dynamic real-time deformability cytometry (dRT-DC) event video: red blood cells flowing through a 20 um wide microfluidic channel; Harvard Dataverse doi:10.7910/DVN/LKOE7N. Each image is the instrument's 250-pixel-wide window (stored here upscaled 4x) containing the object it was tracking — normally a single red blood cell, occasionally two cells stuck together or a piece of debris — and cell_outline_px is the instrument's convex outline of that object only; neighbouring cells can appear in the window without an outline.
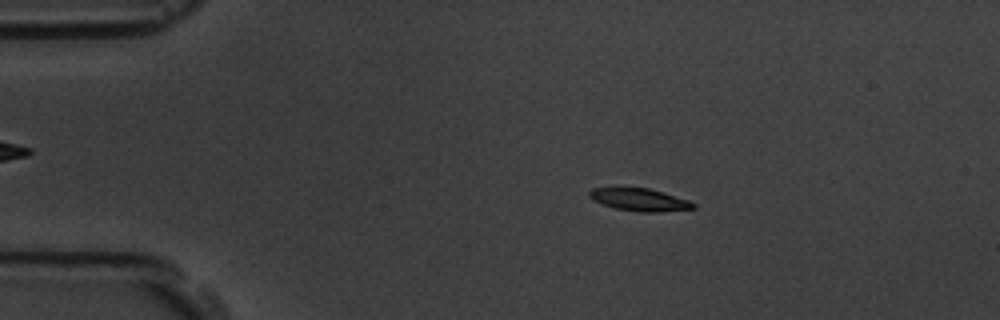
{"species": "common noctule bat (a hibernating species)", "species_latin": "Nyctalus noctula", "temperature_condition": "room temperature", "stored_images_in_passage": 57, "camera_frame_rate_fps": 3000, "um_per_image_px": 0.085, "animal": {"sex": "male", "body_mass_g": 19.5, "forearm_length_mm": 54.6}, "frame": {"image": 1, "passage_image": 11, "time_ms": 3.333, "image_size_px": [1000, 320], "cell_outline_px": [[696, 208], [660, 212], [636, 212], [616, 208], [592, 200], [588, 196], [588, 192], [592, 188], [616, 184], [648, 188], [664, 192], [688, 200], [696, 204]], "centroid_in_image_um": [54.28, 16.92], "position_along_channel_um": 30.7, "area_um2": 14.45}}
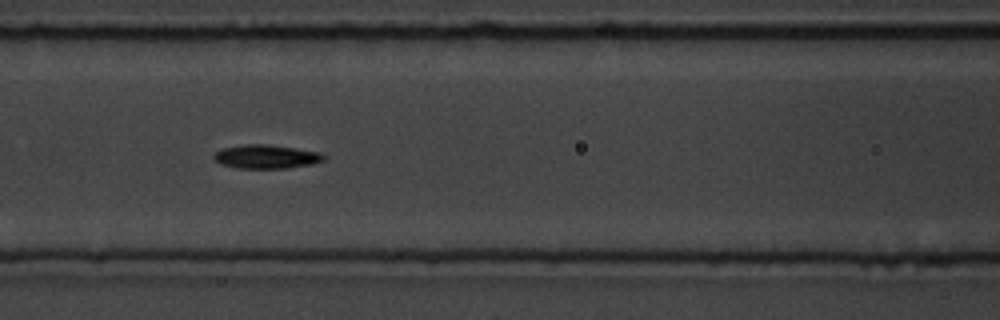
{"frame": {"image": 2, "passage_image": 25, "time_ms": 8.0, "image_size_px": [1000, 320], "cell_outline_px": [[328, 156], [324, 160], [312, 164], [288, 168], [236, 168], [220, 164], [212, 156], [216, 152], [224, 148], [248, 144], [268, 144], [296, 148], [320, 152]], "centroid_in_image_um": [22.67, 13.32], "position_along_channel_um": 143.9, "area_um2": 15.26}}
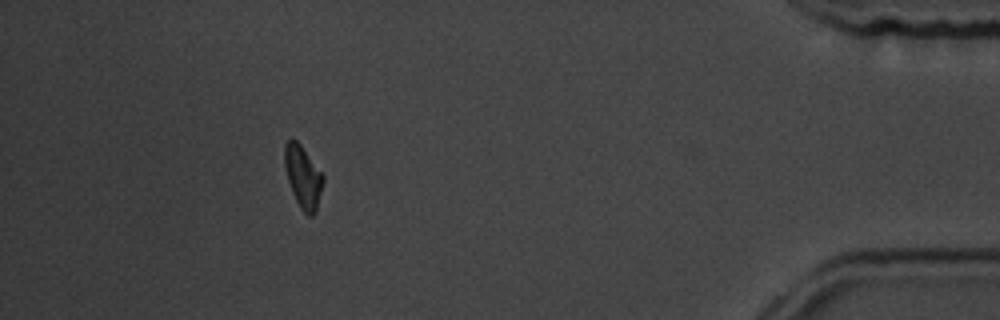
{"frame": {"image": 3, "passage_image": 52, "time_ms": 17.0, "image_size_px": [1000, 320], "cell_outline_px": [[324, 180], [316, 212], [312, 216], [308, 216], [300, 208], [292, 192], [288, 180], [284, 164], [284, 144], [292, 136], [300, 144], [324, 176]], "centroid_in_image_um": [25.75, 15.02], "position_along_channel_um": 409.5, "area_um2": 13.99}, "authors_computed_cell_mechanics": {"area_um2": 14.3922, "velocity_mm_per_s": 3.5758, "shape_relaxation_time_tau1_ms": 2.5988, "shape_relaxation_time_tau2_ms": 5.7686, "deformation_change_tau1": 0.1176, "deformation_change_tau2": 0.1188}}